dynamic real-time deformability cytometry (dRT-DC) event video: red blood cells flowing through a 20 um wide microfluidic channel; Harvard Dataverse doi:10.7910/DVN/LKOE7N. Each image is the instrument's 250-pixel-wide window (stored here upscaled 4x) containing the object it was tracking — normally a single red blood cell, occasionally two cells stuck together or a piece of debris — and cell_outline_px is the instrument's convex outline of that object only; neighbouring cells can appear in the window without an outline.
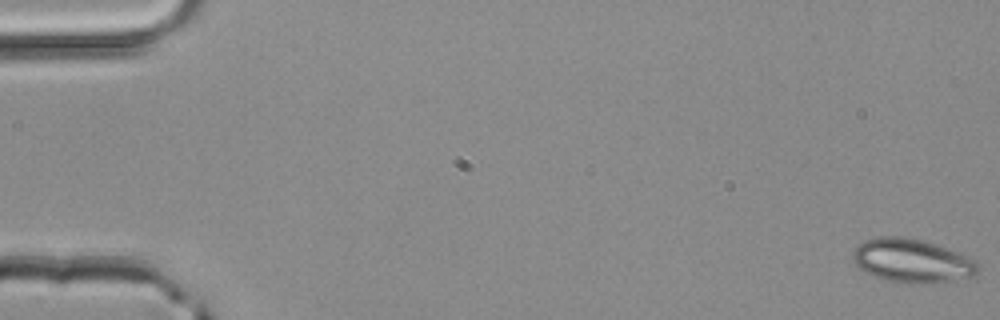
{"species": "common noctule bat (a hibernating species)", "species_latin": "Nyctalus noctula", "temperature_condition": "room temperature", "stored_images_in_passage": 5, "camera_frame_rate_fps": 3000, "um_per_image_px": 0.085, "animal": {"sex": "male", "body_mass_g": 20.4}, "frame": {"image": 1, "passage_image": 1, "time_ms": 0.0, "image_size_px": [1000, 320], "cell_outline_px": [[980, 268], [976, 276], [952, 280], [924, 284], [900, 284], [884, 280], [872, 276], [864, 272], [852, 260], [852, 248], [864, 240], [876, 236], [904, 236], [936, 244], [976, 260], [980, 264]], "centroid_in_image_um": [77.48, 22.18], "position_along_channel_um": 7.5, "area_um2": 32.54}}